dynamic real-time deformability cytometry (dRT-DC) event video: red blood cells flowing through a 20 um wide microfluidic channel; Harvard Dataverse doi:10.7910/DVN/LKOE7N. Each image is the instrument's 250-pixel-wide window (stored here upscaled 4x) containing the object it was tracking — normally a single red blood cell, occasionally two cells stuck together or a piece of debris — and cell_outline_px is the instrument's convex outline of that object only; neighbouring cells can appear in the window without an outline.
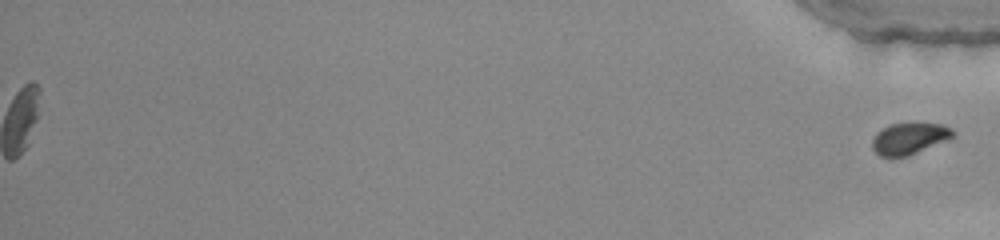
{"species": "common noctule bat (a hibernating species)", "species_latin": "Nyctalus noctula", "temperature_condition": "warm", "stored_images_in_passage": 51, "segment_of_instrument_passage": [2, 2], "camera_frame_rate_fps": 3000, "um_per_image_px": 0.085, "animal": {"sex": "female", "body_mass_g": 22.0, "forearm_length_mm": 56.7}, "frame": {"image": 1, "passage_image": 51, "time_ms": 16.667, "image_size_px": [1000, 240], "cell_outline_px": [[956, 136], [948, 140], [908, 156], [880, 156], [872, 148], [872, 140], [876, 132], [892, 124], [944, 124], [952, 128], [956, 132]], "centroid_in_image_um": [77.34, 11.78], "position_along_channel_um": 357.9, "area_um2": 14.74}}